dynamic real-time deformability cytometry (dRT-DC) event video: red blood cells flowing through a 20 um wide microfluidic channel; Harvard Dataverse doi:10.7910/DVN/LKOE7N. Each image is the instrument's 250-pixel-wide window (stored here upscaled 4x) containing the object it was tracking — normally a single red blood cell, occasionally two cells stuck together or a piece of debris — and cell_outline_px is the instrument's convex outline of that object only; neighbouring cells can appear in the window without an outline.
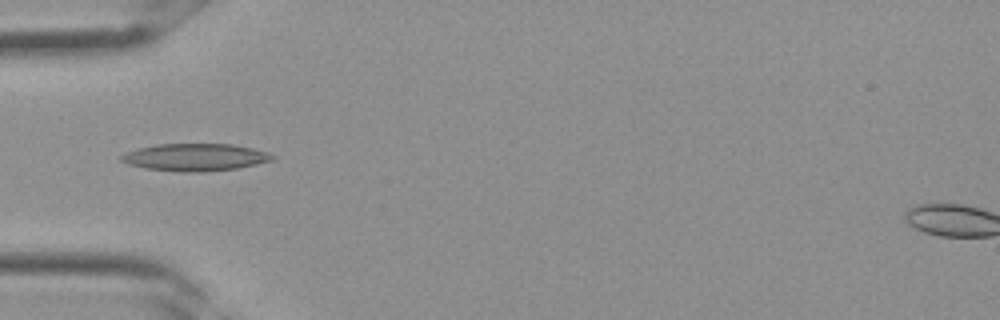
{"species": "Egyptian fruit bat (a non-hibernating species)", "species_latin": "Rousettus aegyptiacus", "temperature_condition": "room temperature", "stored_images_in_passage": 24, "camera_frame_rate_fps": 3000, "um_per_image_px": 0.085, "frame": {"image": 1, "passage_image": 1, "time_ms": 0.0, "image_size_px": [1000, 320], "cell_outline_px": [[276, 160], [236, 168], [204, 172], [184, 172], [144, 168], [128, 164], [120, 160], [120, 156], [128, 152], [140, 148], [156, 144], [232, 144], [252, 148], [268, 152], [276, 156]], "centroid_in_image_um": [16.63, 13.37], "position_along_channel_um": 68.4, "area_um2": 24.04}}
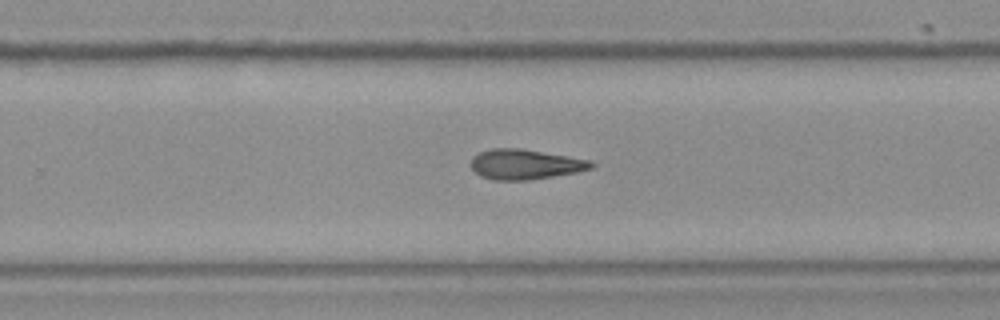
{"frame": {"image": 2, "passage_image": 12, "time_ms": 3.667, "image_size_px": [1000, 320], "cell_outline_px": [[596, 164], [592, 168], [576, 172], [528, 180], [492, 180], [480, 176], [472, 168], [472, 156], [480, 152], [492, 148], [520, 148], [592, 160]], "centroid_in_image_um": [44.64, 13.96], "position_along_channel_um": 285.2, "area_um2": 21.04}}
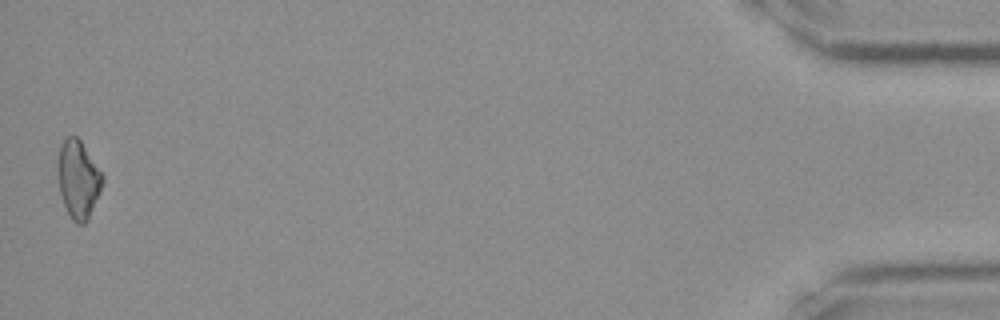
{"frame": {"image": 3, "passage_image": 24, "time_ms": 7.667, "image_size_px": [1000, 320], "cell_outline_px": [[104, 180], [100, 192], [88, 220], [84, 224], [76, 224], [72, 220], [64, 204], [60, 192], [56, 164], [60, 144], [64, 136], [76, 136], [80, 140], [104, 176]], "centroid_in_image_um": [6.63, 15.22], "position_along_channel_um": 428.6, "area_um2": 20.46}}